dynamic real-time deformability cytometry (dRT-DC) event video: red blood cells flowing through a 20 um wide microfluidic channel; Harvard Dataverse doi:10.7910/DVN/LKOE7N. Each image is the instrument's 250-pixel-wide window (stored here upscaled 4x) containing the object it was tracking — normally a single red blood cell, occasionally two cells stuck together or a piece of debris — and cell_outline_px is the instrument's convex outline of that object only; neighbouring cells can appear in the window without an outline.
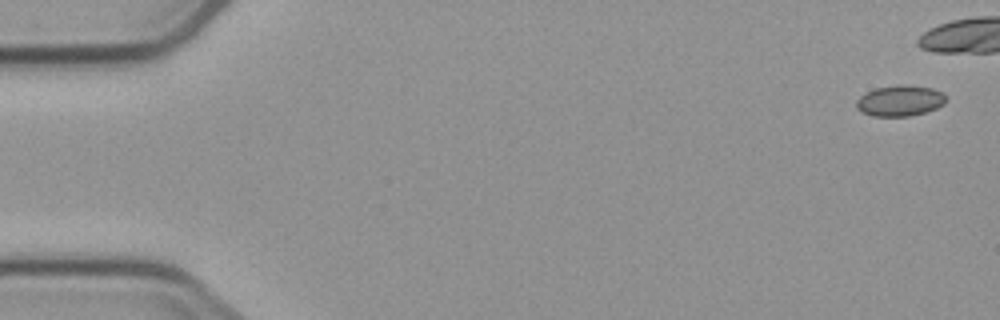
{"species": "common noctule bat (a hibernating species)", "species_latin": "Nyctalus noctula", "temperature_condition": "cold", "stored_images_in_passage": 4, "camera_frame_rate_fps": 3000, "um_per_image_px": 0.085, "animal": {"sex": "male", "body_mass_g": 23.1, "forearm_length_mm": 52.7}, "frame": {"image": 1, "passage_image": 1, "time_ms": 0.0, "image_size_px": [1000, 320], "cell_outline_px": [[944, 104], [936, 108], [924, 112], [908, 116], [872, 116], [860, 112], [856, 108], [856, 100], [860, 96], [876, 88], [900, 84], [904, 84], [932, 88], [944, 92]], "centroid_in_image_um": [76.47, 8.56], "position_along_channel_um": 8.5, "area_um2": 16.07}}